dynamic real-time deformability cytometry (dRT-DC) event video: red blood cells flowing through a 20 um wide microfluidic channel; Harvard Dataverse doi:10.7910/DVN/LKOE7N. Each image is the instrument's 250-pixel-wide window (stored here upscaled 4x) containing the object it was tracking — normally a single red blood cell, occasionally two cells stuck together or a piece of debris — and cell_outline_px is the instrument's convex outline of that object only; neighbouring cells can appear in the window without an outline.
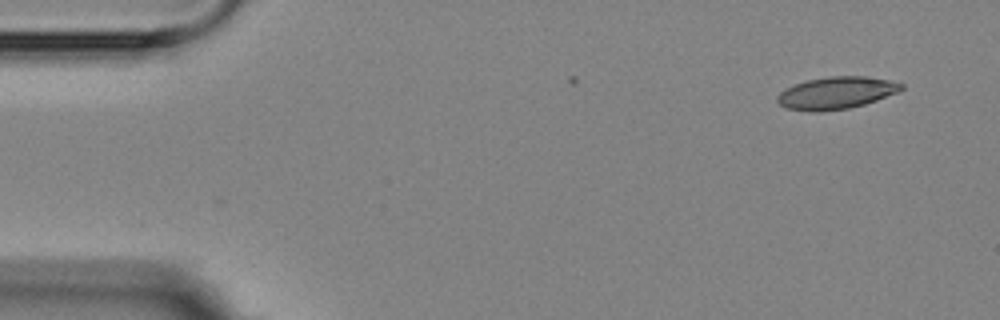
{"species": "Egyptian fruit bat (a non-hibernating species)", "species_latin": "Rousettus aegyptiacus", "temperature_condition": "room temperature", "stored_images_in_passage": 2, "camera_frame_rate_fps": 3000, "um_per_image_px": 0.085, "animal": {"sex": "female"}, "frame": {"image": 1, "passage_image": 2, "time_ms": 1.333, "image_size_px": [1000, 320], "cell_outline_px": [[904, 88], [900, 92], [864, 104], [848, 108], [820, 112], [812, 112], [784, 108], [776, 100], [776, 96], [784, 88], [808, 80], [828, 76], [868, 76], [888, 80], [904, 84]], "centroid_in_image_um": [71.07, 7.9], "position_along_channel_um": 13.9, "area_um2": 23.47}}